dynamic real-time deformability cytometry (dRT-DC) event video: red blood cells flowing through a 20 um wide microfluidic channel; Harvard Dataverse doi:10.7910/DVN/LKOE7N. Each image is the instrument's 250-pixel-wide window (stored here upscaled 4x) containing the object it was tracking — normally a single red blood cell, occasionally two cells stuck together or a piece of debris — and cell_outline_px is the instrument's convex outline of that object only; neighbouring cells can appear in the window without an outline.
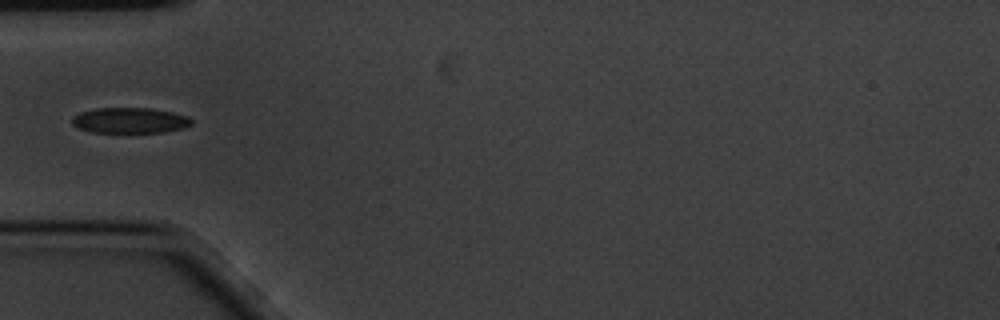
{"species": "common noctule bat (a hibernating species)", "species_latin": "Nyctalus noctula", "temperature_condition": "cold", "stored_images_in_passage": 10, "camera_frame_rate_fps": 3000, "um_per_image_px": 0.085, "animal": {"sex": "male", "body_mass_g": 20.1, "forearm_length_mm": 53.5}, "frame": {"image": 1, "passage_image": 4, "time_ms": 1.0, "image_size_px": [1000, 320], "cell_outline_px": [[192, 124], [184, 128], [164, 132], [92, 132], [76, 128], [72, 124], [72, 116], [80, 112], [96, 108], [148, 108], [172, 112], [188, 116], [192, 120]], "centroid_in_image_um": [11.02, 10.23], "position_along_channel_um": 74.0, "area_um2": 17.86}}
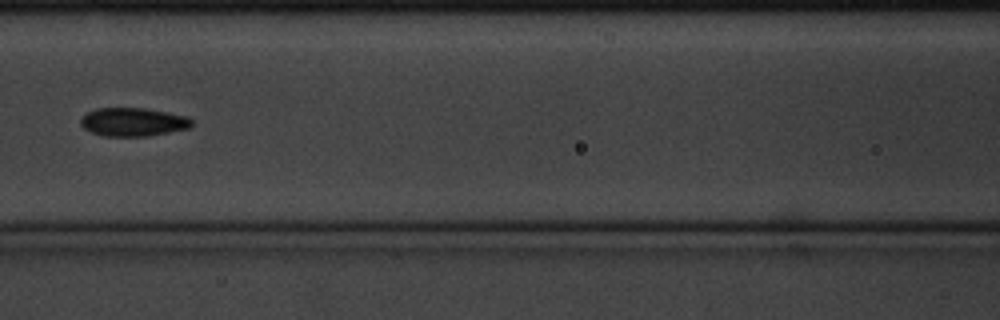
{"frame": {"image": 2, "passage_image": 6, "time_ms": 1.667, "image_size_px": [1000, 320], "cell_outline_px": [[192, 128], [148, 136], [104, 136], [92, 132], [84, 128], [80, 124], [80, 120], [88, 112], [96, 108], [144, 108], [168, 112], [188, 116], [192, 120]], "centroid_in_image_um": [11.35, 10.37], "position_along_channel_um": 155.2, "area_um2": 18.5}}
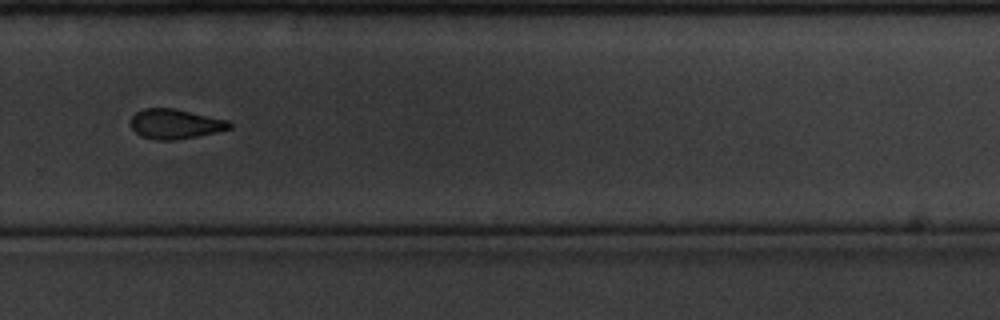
{"frame": {"image": 3, "passage_image": 10, "time_ms": 3.0, "image_size_px": [1000, 320], "cell_outline_px": [[232, 128], [196, 136], [176, 140], [156, 140], [140, 136], [132, 128], [132, 116], [136, 112], [144, 108], [176, 108], [228, 120], [232, 124]], "centroid_in_image_um": [14.9, 10.53], "position_along_channel_um": 314.9, "area_um2": 17.11}}